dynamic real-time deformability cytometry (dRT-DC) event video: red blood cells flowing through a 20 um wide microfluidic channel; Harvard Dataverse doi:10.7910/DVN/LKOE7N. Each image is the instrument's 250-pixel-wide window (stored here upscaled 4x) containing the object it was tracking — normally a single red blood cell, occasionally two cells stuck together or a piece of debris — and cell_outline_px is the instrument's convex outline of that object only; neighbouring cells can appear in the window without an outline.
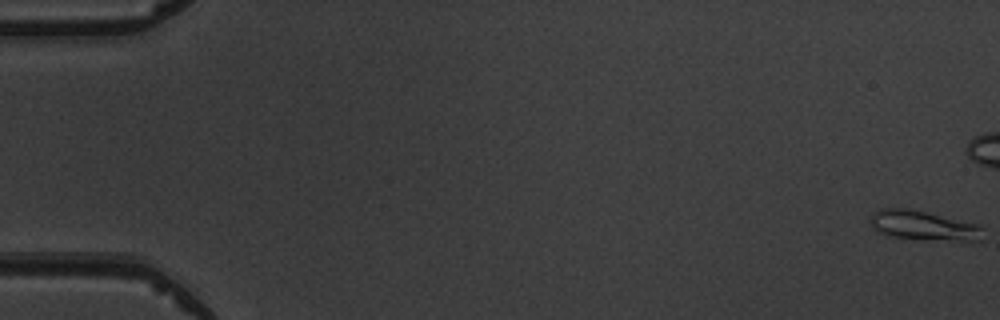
{"species": "common noctule bat (a hibernating species)", "species_latin": "Nyctalus noctula", "temperature_condition": "warm", "stored_images_in_passage": 5, "camera_frame_rate_fps": 3000, "um_per_image_px": 0.085, "animal": {"sex": "male", "body_mass_g": 19.5, "forearm_length_mm": 54.6}, "frame": {"image": 1, "passage_image": 1, "time_ms": 0.0, "image_size_px": [1000, 320], "cell_outline_px": [[980, 240], [964, 240], [888, 236], [876, 232], [872, 228], [872, 216], [880, 208], [908, 208], [980, 224]], "centroid_in_image_um": [78.43, 19.14], "position_along_channel_um": 6.6, "area_um2": 18.67}}